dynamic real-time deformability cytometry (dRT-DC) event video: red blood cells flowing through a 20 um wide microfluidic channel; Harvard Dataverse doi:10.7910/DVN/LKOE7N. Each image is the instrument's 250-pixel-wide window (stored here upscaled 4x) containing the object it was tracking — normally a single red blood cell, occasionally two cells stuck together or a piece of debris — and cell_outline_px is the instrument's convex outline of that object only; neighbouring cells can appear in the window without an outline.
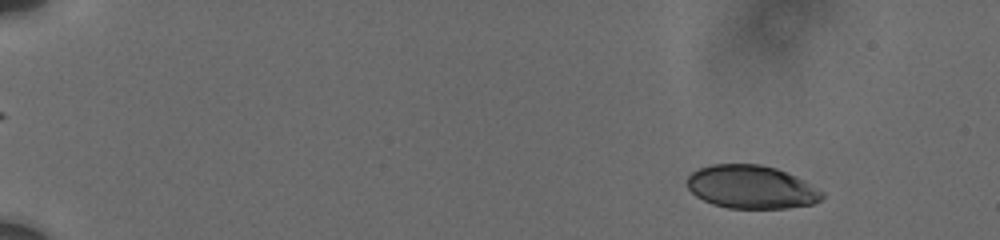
{"species": "human", "species_latin": "Homo sapiens", "temperature_condition": "cold", "stored_images_in_passage": 53, "camera_frame_rate_fps": 3000, "um_per_image_px": 0.085, "donor": {"sex": "male"}, "frame": {"image": 1, "passage_image": 5, "time_ms": 2.0, "image_size_px": [1000, 240], "cell_outline_px": [[824, 196], [820, 200], [812, 204], [784, 208], [728, 208], [712, 204], [696, 196], [688, 188], [688, 176], [692, 172], [700, 168], [712, 164], [760, 164], [776, 168], [788, 172], [804, 180], [824, 192]], "centroid_in_image_um": [63.88, 15.89], "position_along_channel_um": 21.1, "area_um2": 33.99}}
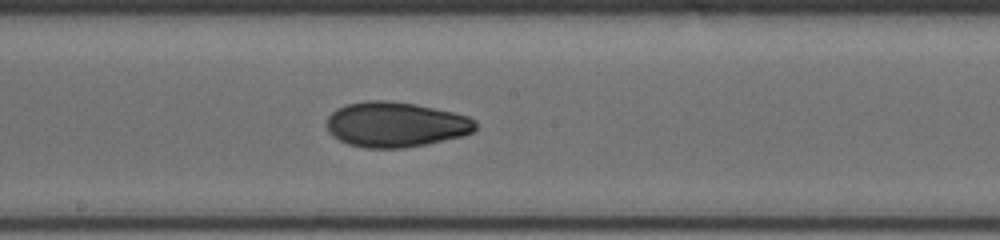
{"frame": {"image": 2, "passage_image": 30, "time_ms": 11.0, "image_size_px": [1000, 240], "cell_outline_px": [[476, 128], [472, 132], [464, 136], [428, 144], [404, 148], [364, 148], [348, 144], [332, 136], [328, 132], [328, 116], [336, 108], [348, 104], [368, 100], [388, 100], [416, 104], [452, 112], [468, 116], [476, 120]], "centroid_in_image_um": [33.64, 10.59], "position_along_channel_um": 214.6, "area_um2": 39.36}}
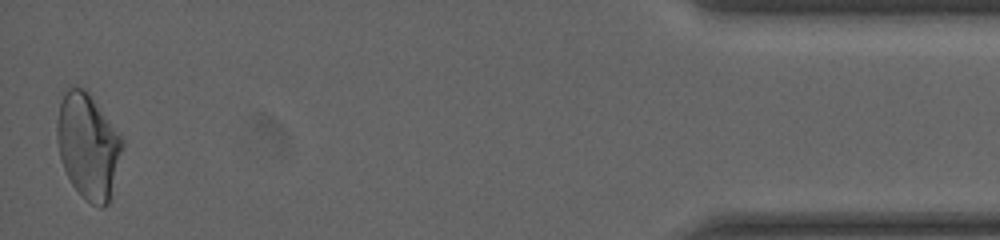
{"frame": {"image": 3, "passage_image": 53, "time_ms": 18.667, "image_size_px": [1000, 240], "cell_outline_px": [[124, 144], [108, 204], [104, 208], [100, 208], [84, 200], [72, 184], [64, 168], [60, 156], [56, 136], [56, 120], [60, 104], [64, 92], [68, 84], [84, 88], [88, 92], [124, 140]], "centroid_in_image_um": [7.47, 12.4], "position_along_channel_um": 427.7, "area_um2": 40.06}, "authors_computed_cell_mechanics": {"area_um2": 38.0324, "velocity_mm_per_s": 3.7127, "shape_relaxation_time_tau1_ms": 11.2594, "shape_relaxation_time_tau2_ms": 2.8498, "deformation_change_tau1": 0.2268, "deformation_change_tau2": 0.0704}}